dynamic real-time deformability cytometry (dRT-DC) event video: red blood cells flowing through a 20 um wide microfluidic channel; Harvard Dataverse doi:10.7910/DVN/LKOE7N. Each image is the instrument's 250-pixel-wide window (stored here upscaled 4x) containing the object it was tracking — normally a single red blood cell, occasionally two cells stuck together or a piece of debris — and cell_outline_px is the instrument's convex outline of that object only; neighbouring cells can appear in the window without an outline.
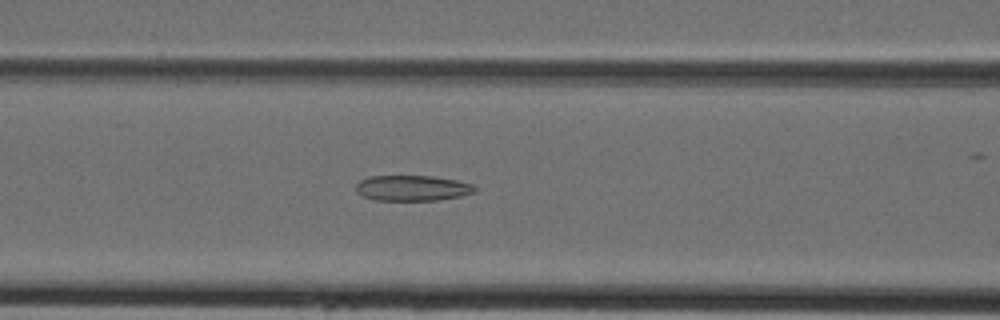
{"species": "Egyptian fruit bat (a non-hibernating species)", "species_latin": "Rousettus aegyptiacus", "temperature_condition": "cold", "stored_images_in_passage": 39, "camera_frame_rate_fps": 3000, "um_per_image_px": 0.085, "animal": {"sex": "female"}, "frame": {"image": 1, "passage_image": 13, "time_ms": 4.0, "image_size_px": [1000, 320], "cell_outline_px": [[476, 192], [460, 196], [440, 200], [376, 200], [364, 196], [356, 192], [356, 184], [360, 180], [368, 176], [432, 176], [456, 180], [472, 184], [476, 188]], "centroid_in_image_um": [35.05, 15.98], "position_along_channel_um": 131.6, "area_um2": 17.69}}
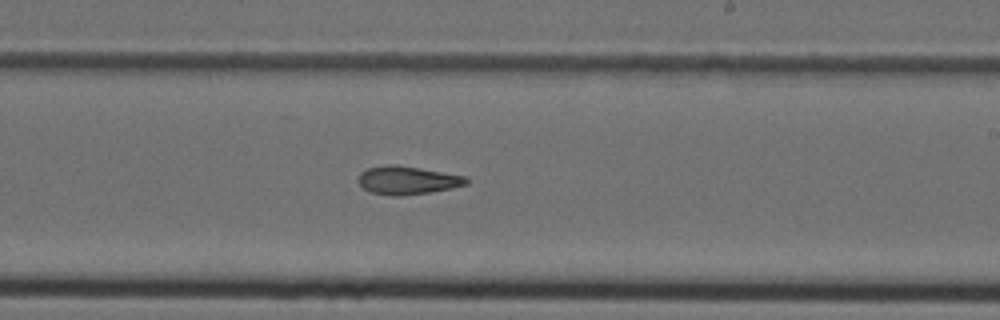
{"frame": {"image": 2, "passage_image": 21, "time_ms": 6.667, "image_size_px": [1000, 320], "cell_outline_px": [[468, 184], [452, 188], [428, 192], [400, 196], [388, 196], [372, 192], [364, 188], [360, 184], [360, 172], [368, 168], [388, 164], [392, 164], [420, 168], [464, 176], [468, 180]], "centroid_in_image_um": [34.63, 15.32], "position_along_channel_um": 254.4, "area_um2": 17.51}}
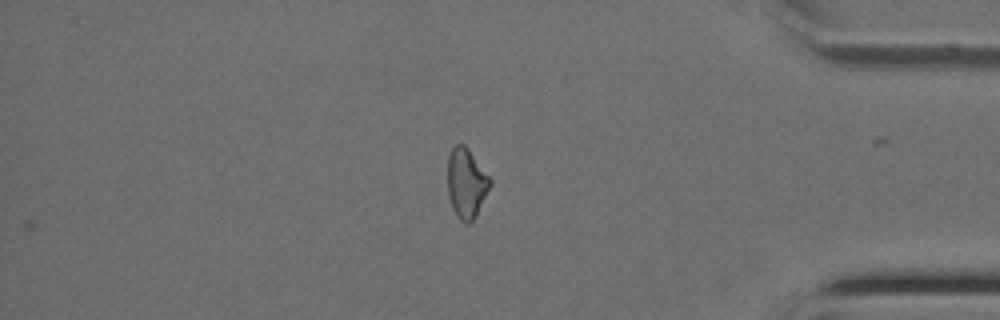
{"frame": {"image": 3, "passage_image": 32, "time_ms": 10.333, "image_size_px": [1000, 320], "cell_outline_px": [[492, 184], [472, 220], [468, 224], [464, 224], [456, 216], [452, 208], [448, 196], [448, 156], [452, 148], [456, 144], [464, 144], [468, 148], [492, 180]], "centroid_in_image_um": [39.62, 15.56], "position_along_channel_um": 395.6, "area_um2": 17.17}}